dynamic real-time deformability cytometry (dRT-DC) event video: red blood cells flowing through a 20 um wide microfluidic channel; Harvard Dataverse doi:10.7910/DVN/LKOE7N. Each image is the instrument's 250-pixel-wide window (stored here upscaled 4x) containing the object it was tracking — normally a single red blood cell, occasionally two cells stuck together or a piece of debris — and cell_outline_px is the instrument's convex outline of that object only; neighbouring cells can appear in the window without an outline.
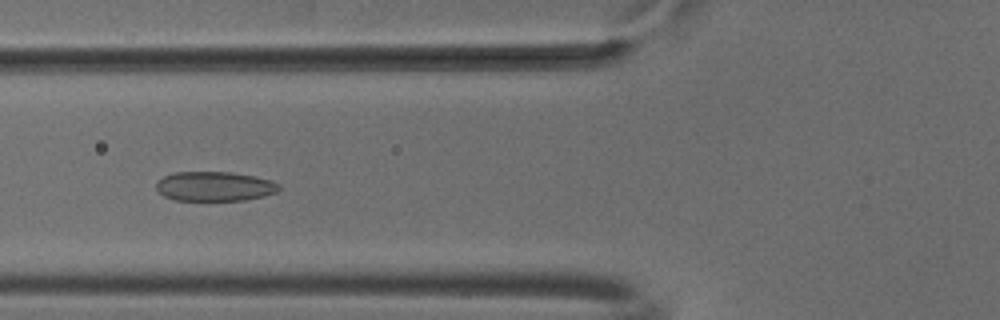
{"species": "common noctule bat (a hibernating species)", "species_latin": "Nyctalus noctula", "temperature_condition": "cold", "stored_images_in_passage": 52, "camera_frame_rate_fps": 3000, "um_per_image_px": 0.085, "animal": {"sex": "male", "body_mass_g": 18.8}, "frame": {"image": 1, "passage_image": 20, "time_ms": 6.333, "image_size_px": [1000, 320], "cell_outline_px": [[280, 188], [276, 192], [264, 196], [244, 200], [176, 200], [164, 196], [156, 188], [156, 180], [164, 176], [176, 172], [232, 172], [272, 180], [280, 184]], "centroid_in_image_um": [18.24, 15.83], "position_along_channel_um": 107.6, "area_um2": 21.1}}
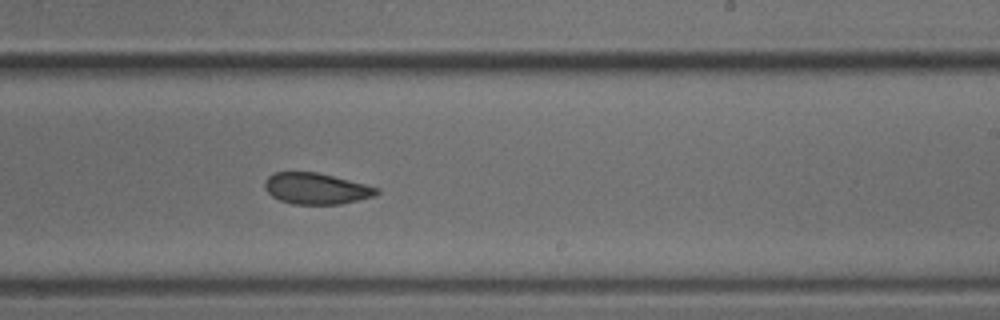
{"frame": {"image": 2, "passage_image": 32, "time_ms": 10.333, "image_size_px": [1000, 320], "cell_outline_px": [[380, 192], [376, 196], [340, 204], [292, 204], [280, 200], [272, 196], [264, 188], [264, 180], [272, 172], [316, 172], [364, 184], [376, 188]], "centroid_in_image_um": [26.83, 16.03], "position_along_channel_um": 262.2, "area_um2": 20.23}}
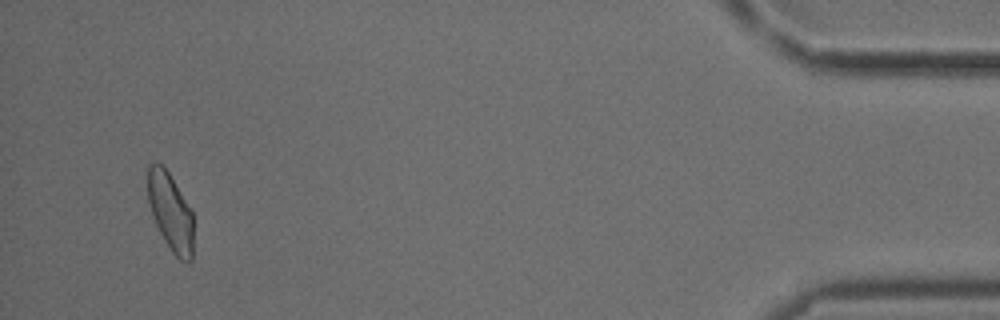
{"frame": {"image": 3, "passage_image": 50, "time_ms": 16.333, "image_size_px": [1000, 320], "cell_outline_px": [[192, 260], [180, 260], [172, 252], [164, 240], [152, 216], [148, 200], [148, 164], [160, 164], [168, 172], [192, 212]], "centroid_in_image_um": [14.47, 18.03], "position_along_channel_um": 420.7, "area_um2": 20.11}, "authors_computed_cell_mechanics": {"area_um2": 21.2704, "velocity_mm_per_s": 3.8595, "shape_relaxation_time_tau1_ms": 10.455, "shape_relaxation_time_tau2_ms": 3.232, "deformation_change_tau1": 0.1574, "deformation_change_tau2": 0.0794}}